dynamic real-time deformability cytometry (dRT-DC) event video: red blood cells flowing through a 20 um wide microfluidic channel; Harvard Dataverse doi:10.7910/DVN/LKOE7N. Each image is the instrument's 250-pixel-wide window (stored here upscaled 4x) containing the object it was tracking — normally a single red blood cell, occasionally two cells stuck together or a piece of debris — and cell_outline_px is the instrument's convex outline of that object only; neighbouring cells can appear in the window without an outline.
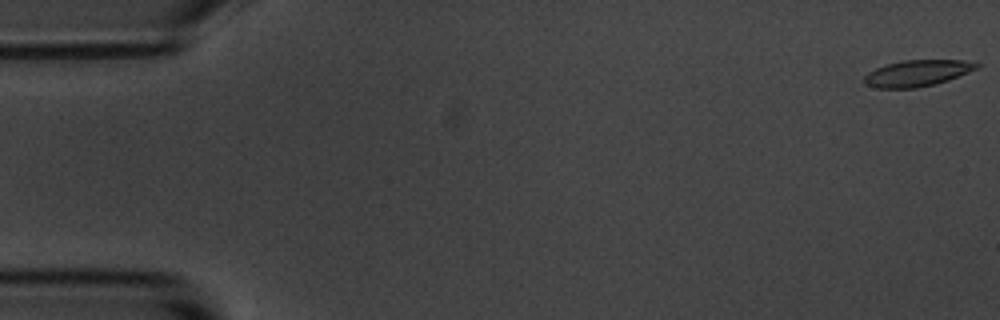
{"species": "common noctule bat (a hibernating species)", "species_latin": "Nyctalus noctula", "temperature_condition": "room temperature", "stored_images_in_passage": 4, "camera_frame_rate_fps": 3000, "um_per_image_px": 0.085, "animal": {"sex": "male", "body_mass_g": 20.1, "forearm_length_mm": 53.5}, "frame": {"image": 1, "passage_image": 1, "time_ms": 0.0, "image_size_px": [1000, 320], "cell_outline_px": [[980, 68], [948, 80], [916, 88], [876, 88], [864, 84], [864, 76], [868, 72], [884, 64], [900, 60], [964, 60], [980, 64]], "centroid_in_image_um": [77.95, 6.21], "position_along_channel_um": 7.1, "area_um2": 17.34}}